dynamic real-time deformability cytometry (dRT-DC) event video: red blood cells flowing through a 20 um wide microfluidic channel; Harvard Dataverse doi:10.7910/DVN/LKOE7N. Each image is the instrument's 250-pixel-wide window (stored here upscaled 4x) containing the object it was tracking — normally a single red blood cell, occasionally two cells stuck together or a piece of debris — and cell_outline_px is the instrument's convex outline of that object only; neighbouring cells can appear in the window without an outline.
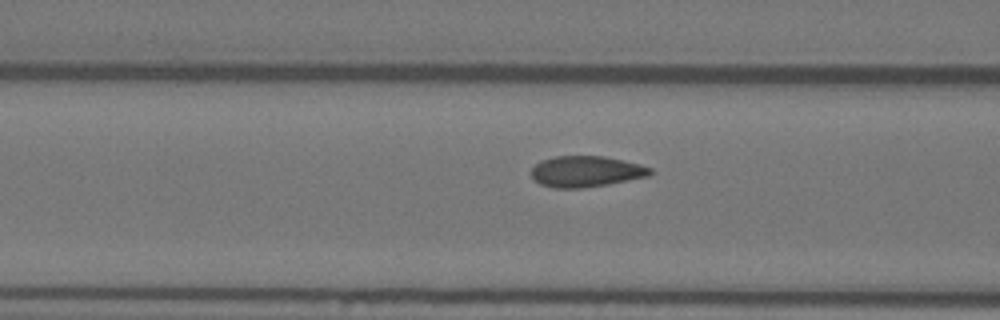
{"species": "Egyptian fruit bat (a non-hibernating species)", "species_latin": "Rousettus aegyptiacus", "temperature_condition": "warm", "stored_images_in_passage": 50, "camera_frame_rate_fps": 3000, "um_per_image_px": 0.085, "animal": {"sex": "female"}, "frame": {"image": 1, "passage_image": 16, "time_ms": 5.0, "image_size_px": [1000, 320], "cell_outline_px": [[652, 172], [648, 176], [608, 184], [584, 188], [552, 188], [540, 184], [532, 176], [532, 168], [540, 160], [556, 156], [604, 156], [640, 164], [652, 168]], "centroid_in_image_um": [49.8, 14.57], "position_along_channel_um": 116.8, "area_um2": 21.44}}
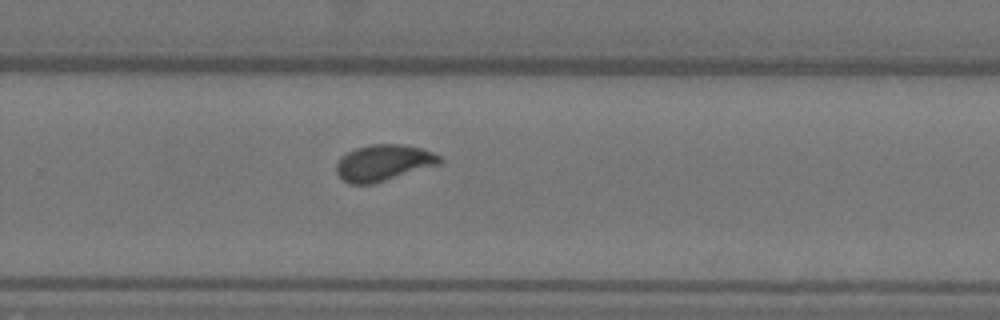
{"frame": {"image": 2, "passage_image": 31, "time_ms": 10.0, "image_size_px": [1000, 320], "cell_outline_px": [[444, 160], [440, 164], [372, 184], [348, 184], [336, 172], [336, 164], [340, 156], [356, 148], [372, 144], [404, 144], [420, 148], [432, 152], [440, 156]], "centroid_in_image_um": [32.59, 13.83], "position_along_channel_um": 297.2, "area_um2": 21.79}}
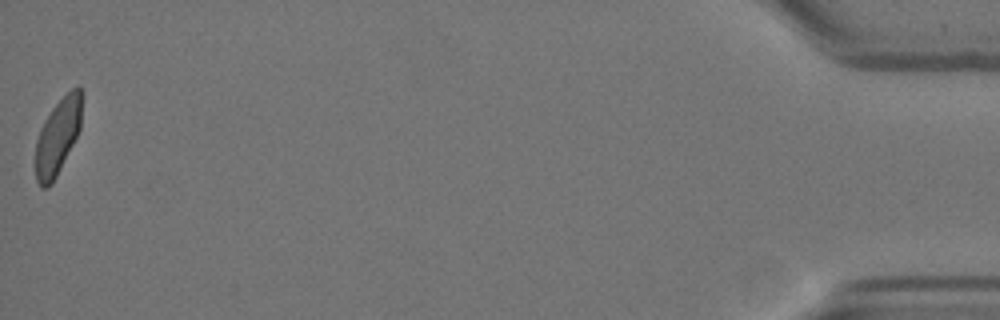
{"frame": {"image": 3, "passage_image": 50, "time_ms": 16.333, "image_size_px": [1000, 320], "cell_outline_px": [[84, 96], [80, 128], [52, 184], [48, 188], [40, 188], [36, 180], [36, 140], [40, 128], [44, 120], [52, 108], [76, 84], [80, 84], [84, 92]], "centroid_in_image_um": [4.94, 11.53], "position_along_channel_um": 430.3, "area_um2": 20.69}, "authors_computed_cell_mechanics": {"area_um2": 21.4149, "velocity_mm_per_s": 3.6257, "shape_relaxation_time_tau1_ms": 8.2639, "shape_relaxation_time_tau2_ms": null, "deformation_change_tau1": 0.1768, "deformation_change_tau2": null}}